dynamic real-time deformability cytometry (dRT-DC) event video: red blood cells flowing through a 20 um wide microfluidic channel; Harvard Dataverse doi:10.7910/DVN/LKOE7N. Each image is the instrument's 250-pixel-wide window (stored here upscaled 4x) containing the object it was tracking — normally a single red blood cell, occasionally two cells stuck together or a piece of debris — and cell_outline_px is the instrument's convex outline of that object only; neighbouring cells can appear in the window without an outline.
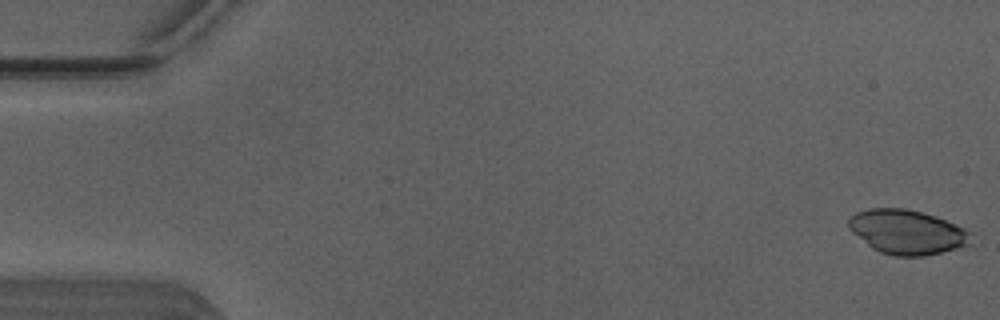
{"species": "Egyptian fruit bat (a non-hibernating species)", "species_latin": "Rousettus aegyptiacus", "temperature_condition": "warm", "stored_images_in_passage": 44, "camera_frame_rate_fps": 3000, "um_per_image_px": 0.085, "animal": {"sex": "male"}, "frame": {"image": 1, "passage_image": 1, "time_ms": 0.0, "image_size_px": [1000, 320], "cell_outline_px": [[972, 232], [968, 244], [956, 248], [924, 256], [896, 256], [880, 252], [872, 248], [852, 232], [848, 228], [848, 216], [856, 212], [868, 208], [904, 208], [924, 212], [936, 216], [956, 224]], "centroid_in_image_um": [77.07, 19.7], "position_along_channel_um": 7.9, "area_um2": 31.67}}